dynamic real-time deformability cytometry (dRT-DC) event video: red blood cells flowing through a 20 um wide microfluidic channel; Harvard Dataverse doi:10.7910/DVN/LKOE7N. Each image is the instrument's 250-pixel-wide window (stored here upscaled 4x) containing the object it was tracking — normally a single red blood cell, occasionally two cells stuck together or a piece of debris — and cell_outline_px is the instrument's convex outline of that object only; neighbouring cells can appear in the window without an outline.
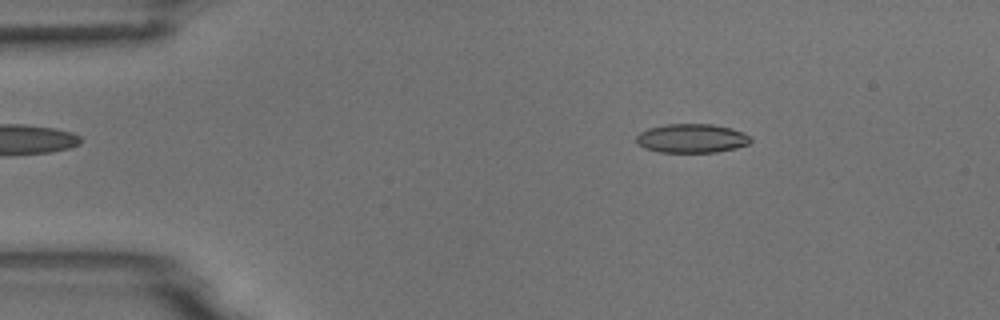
{"species": "common noctule bat (a hibernating species)", "species_latin": "Nyctalus noctula", "temperature_condition": "room temperature", "stored_images_in_passage": 53, "camera_frame_rate_fps": 3000, "um_per_image_px": 0.085, "animal": {"sex": "male", "body_mass_g": 18.8}, "frame": {"image": 1, "passage_image": 8, "time_ms": 2.333, "image_size_px": [1000, 320], "cell_outline_px": [[752, 140], [748, 144], [736, 148], [716, 152], [660, 152], [644, 148], [636, 140], [636, 136], [640, 132], [648, 128], [668, 124], [712, 124], [732, 128], [752, 136]], "centroid_in_image_um": [58.82, 11.75], "position_along_channel_um": 26.2, "area_um2": 19.31}}
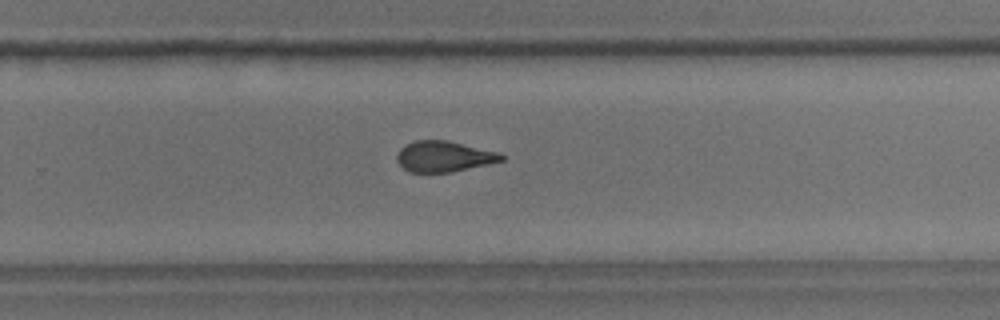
{"frame": {"image": 2, "passage_image": 34, "time_ms": 11.0, "image_size_px": [1000, 320], "cell_outline_px": [[504, 160], [488, 164], [452, 172], [408, 172], [396, 160], [396, 156], [400, 148], [404, 144], [416, 140], [448, 140], [500, 152], [504, 156]], "centroid_in_image_um": [37.73, 13.29], "position_along_channel_um": 292.1, "area_um2": 18.9}}
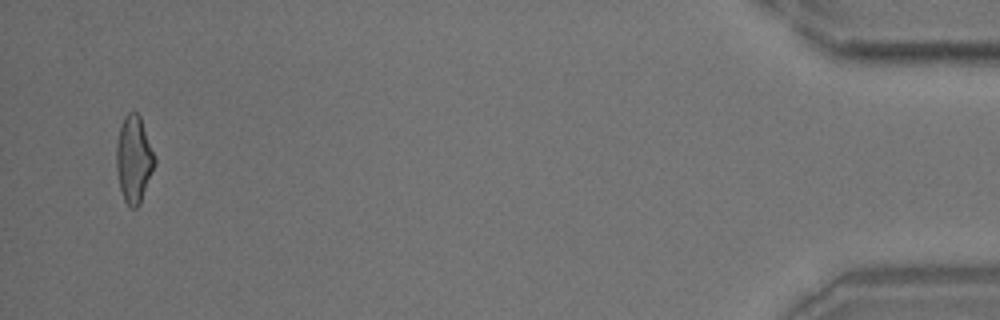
{"frame": {"image": 3, "passage_image": 51, "time_ms": 16.667, "image_size_px": [1000, 320], "cell_outline_px": [[156, 164], [140, 204], [136, 208], [132, 208], [124, 200], [120, 188], [116, 168], [116, 144], [120, 128], [124, 116], [128, 112], [136, 112], [140, 116], [156, 156]], "centroid_in_image_um": [11.39, 13.53], "position_along_channel_um": 423.8, "area_um2": 19.54}, "authors_computed_cell_mechanics": {"area_um2": 19.4786, "velocity_mm_per_s": 3.784, "shape_relaxation_time_tau1_ms": 9.9341, "shape_relaxation_time_tau2_ms": 2.0722, "deformation_change_tau1": 0.2271, "deformation_change_tau2": 0.1021}}